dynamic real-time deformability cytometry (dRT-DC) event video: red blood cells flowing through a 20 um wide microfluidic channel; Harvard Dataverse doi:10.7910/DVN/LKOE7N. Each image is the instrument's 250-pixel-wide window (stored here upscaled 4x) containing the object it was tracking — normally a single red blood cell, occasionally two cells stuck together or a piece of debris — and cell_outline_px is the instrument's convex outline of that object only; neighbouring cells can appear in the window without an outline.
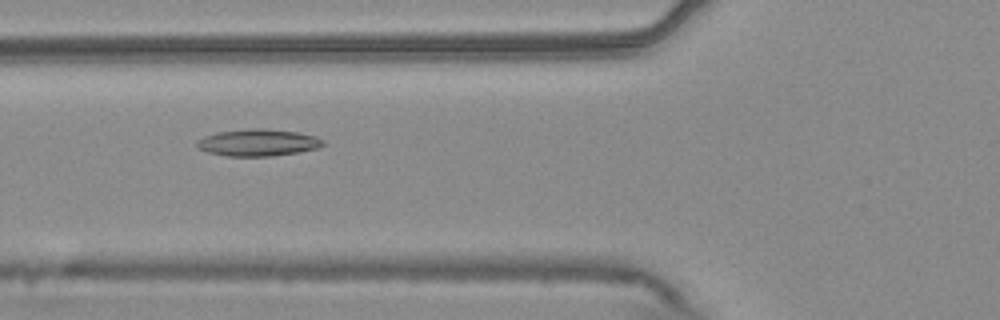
{"species": "common noctule bat (a hibernating species)", "species_latin": "Nyctalus noctula", "temperature_condition": "warm", "stored_images_in_passage": 39, "camera_frame_rate_fps": 3000, "um_per_image_px": 0.085, "animal": {"sex": "male", "body_mass_g": 20.4}, "frame": {"image": 1, "passage_image": 5, "time_ms": 1.333, "image_size_px": [1000, 320], "cell_outline_px": [[324, 144], [316, 148], [296, 152], [272, 156], [224, 156], [208, 152], [196, 148], [196, 144], [204, 136], [216, 132], [248, 128], [260, 128], [300, 132], [316, 136], [324, 140]], "centroid_in_image_um": [21.91, 12.11], "position_along_channel_um": 103.9, "area_um2": 19.83}}
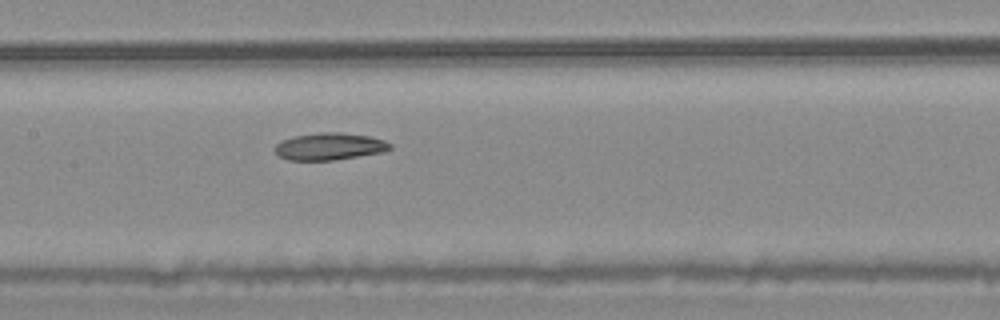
{"frame": {"image": 2, "passage_image": 11, "time_ms": 3.333, "image_size_px": [1000, 320], "cell_outline_px": [[392, 148], [380, 152], [332, 160], [288, 160], [280, 156], [276, 152], [276, 144], [280, 140], [292, 136], [320, 132], [340, 132], [368, 136], [384, 140], [392, 144]], "centroid_in_image_um": [27.98, 12.43], "position_along_channel_um": 179.4, "area_um2": 18.03}}
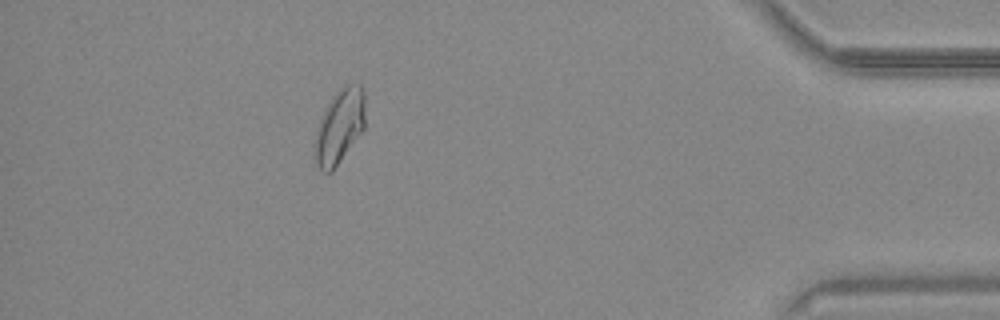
{"frame": {"image": 3, "passage_image": 33, "time_ms": 10.667, "image_size_px": [1000, 320], "cell_outline_px": [[364, 128], [332, 172], [324, 172], [316, 164], [312, 144], [316, 128], [320, 116], [332, 96], [340, 88], [348, 84], [360, 84], [364, 92]], "centroid_in_image_um": [28.81, 10.75], "position_along_channel_um": 406.4, "area_um2": 22.02}, "authors_computed_cell_mechanics": {"area_um2": 18.6694, "velocity_mm_per_s": 3.7667, "shape_relaxation_time_tau1_ms": null, "shape_relaxation_time_tau2_ms": 7.4986, "deformation_change_tau1": null, "deformation_change_tau2": 0.138}}